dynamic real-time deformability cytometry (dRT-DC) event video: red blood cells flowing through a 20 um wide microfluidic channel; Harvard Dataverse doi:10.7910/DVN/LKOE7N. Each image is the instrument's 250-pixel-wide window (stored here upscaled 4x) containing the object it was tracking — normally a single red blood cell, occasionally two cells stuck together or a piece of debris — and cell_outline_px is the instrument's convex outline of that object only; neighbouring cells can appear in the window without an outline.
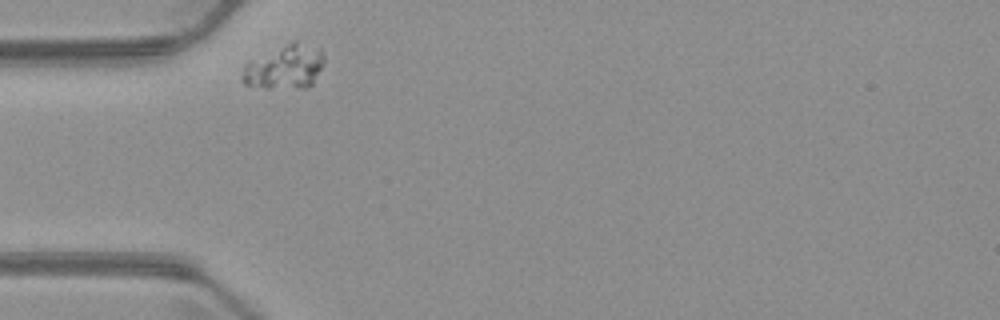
{"species": "common noctule bat (a hibernating species)", "species_latin": "Nyctalus noctula", "temperature_condition": "warm", "stored_images_in_passage": 1, "camera_frame_rate_fps": 3000, "um_per_image_px": 0.085, "animal": {"sex": "male", "body_mass_g": 23.1, "forearm_length_mm": 52.7}, "frame": {"image": 1, "passage_image": 1, "time_ms": 0.0, "image_size_px": [1000, 320], "cell_outline_px": [[324, 64], [312, 84], [304, 88], [264, 88], [244, 84], [240, 80], [240, 76], [244, 64], [248, 60], [292, 40], [296, 40], [320, 48], [324, 56]], "centroid_in_image_um": [24.17, 5.68], "position_along_channel_um": 60.8, "area_um2": 21.62}}